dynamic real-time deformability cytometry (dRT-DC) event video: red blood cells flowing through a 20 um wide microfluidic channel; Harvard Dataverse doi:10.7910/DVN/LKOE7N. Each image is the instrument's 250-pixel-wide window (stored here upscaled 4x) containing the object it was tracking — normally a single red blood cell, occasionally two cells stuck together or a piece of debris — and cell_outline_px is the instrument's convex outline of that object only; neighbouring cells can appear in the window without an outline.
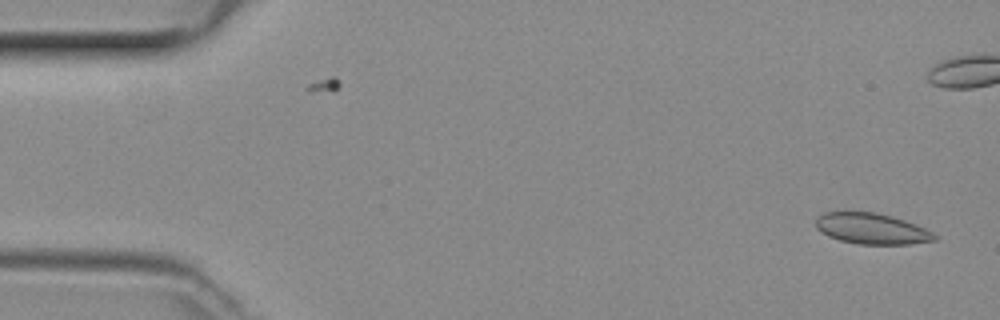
{"species": "common noctule bat (a hibernating species)", "species_latin": "Nyctalus noctula", "temperature_condition": "room temperature", "stored_images_in_passage": 16, "camera_frame_rate_fps": 3000, "um_per_image_px": 0.085, "animal": {"sex": "female", "body_mass_g": 29.2, "forearm_length_mm": 56.3}, "frame": {"image": 1, "passage_image": 1, "time_ms": 0.0, "image_size_px": [1000, 320], "cell_outline_px": [[940, 236], [936, 240], [908, 244], [860, 244], [840, 240], [828, 236], [816, 228], [816, 216], [820, 212], [844, 208], [876, 212], [892, 216], [916, 224]], "centroid_in_image_um": [74.01, 19.37], "position_along_channel_um": 11.0, "area_um2": 22.25}}
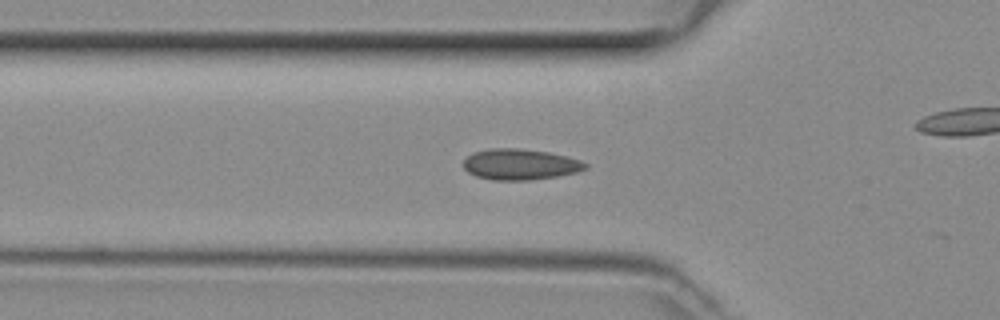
{"frame": {"image": 2, "passage_image": 15, "time_ms": 4.667, "image_size_px": [1000, 320], "cell_outline_px": [[588, 168], [576, 172], [556, 176], [528, 180], [492, 180], [476, 176], [468, 172], [464, 168], [464, 160], [472, 152], [488, 148], [520, 148], [548, 152], [580, 160], [588, 164]], "centroid_in_image_um": [44.18, 13.96], "position_along_channel_um": 81.6, "area_um2": 21.91}}